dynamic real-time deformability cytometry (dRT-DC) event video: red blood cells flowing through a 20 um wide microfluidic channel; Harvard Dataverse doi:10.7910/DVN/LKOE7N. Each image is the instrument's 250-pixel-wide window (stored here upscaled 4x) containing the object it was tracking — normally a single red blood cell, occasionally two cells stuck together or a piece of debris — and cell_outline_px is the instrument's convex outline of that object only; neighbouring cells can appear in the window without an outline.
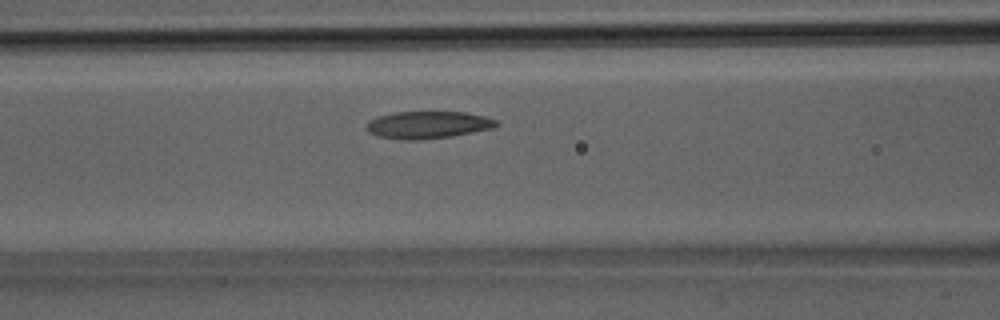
{"species": "Egyptian fruit bat (a non-hibernating species)", "species_latin": "Rousettus aegyptiacus", "temperature_condition": "room temperature", "stored_images_in_passage": 27, "camera_frame_rate_fps": 3000, "um_per_image_px": 0.085, "animal": {"sex": "male"}, "frame": {"image": 1, "passage_image": 5, "time_ms": 1.333, "image_size_px": [1000, 320], "cell_outline_px": [[500, 124], [492, 128], [452, 136], [420, 140], [400, 140], [376, 136], [368, 132], [364, 128], [364, 124], [368, 120], [376, 116], [396, 112], [464, 112], [484, 116], [500, 120]], "centroid_in_image_um": [36.31, 10.62], "position_along_channel_um": 130.3, "area_um2": 21.04}}
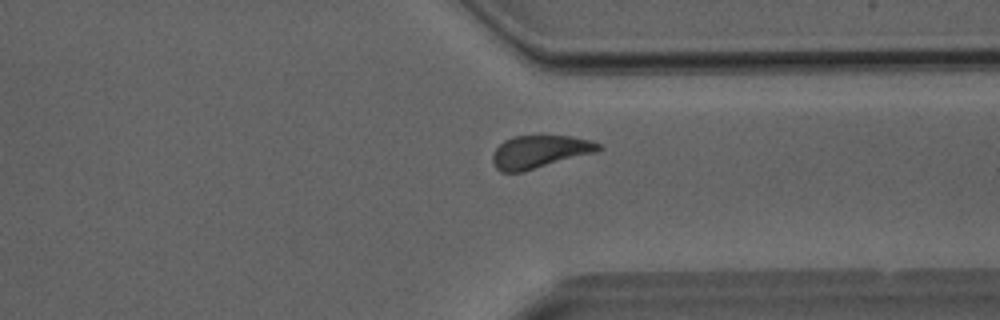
{"frame": {"image": 2, "passage_image": 18, "time_ms": 5.667, "image_size_px": [1000, 320], "cell_outline_px": [[604, 148], [600, 152], [520, 172], [500, 172], [496, 168], [492, 160], [492, 156], [496, 148], [504, 140], [512, 136], [572, 136], [592, 140], [600, 144]], "centroid_in_image_um": [45.93, 12.89], "position_along_channel_um": 365.5, "area_um2": 20.46}}
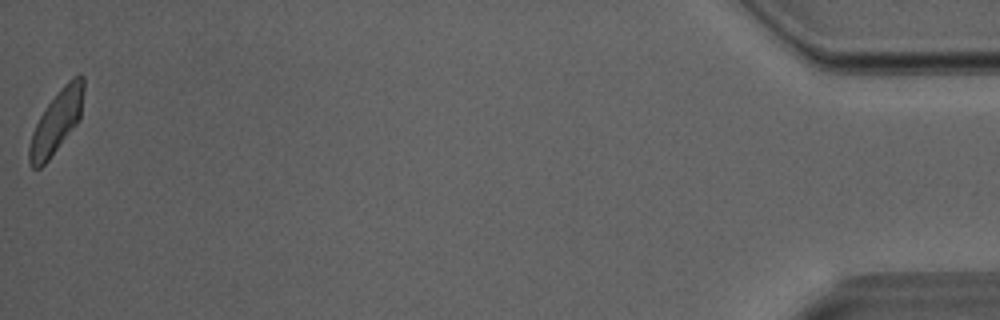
{"frame": {"image": 3, "passage_image": 27, "time_ms": 8.667, "image_size_px": [1000, 320], "cell_outline_px": [[84, 92], [80, 120], [48, 160], [40, 168], [32, 168], [28, 160], [28, 144], [32, 132], [40, 116], [48, 104], [60, 88], [72, 76], [80, 72], [84, 76]], "centroid_in_image_um": [4.82, 10.31], "position_along_channel_um": 430.4, "area_um2": 20.0}}